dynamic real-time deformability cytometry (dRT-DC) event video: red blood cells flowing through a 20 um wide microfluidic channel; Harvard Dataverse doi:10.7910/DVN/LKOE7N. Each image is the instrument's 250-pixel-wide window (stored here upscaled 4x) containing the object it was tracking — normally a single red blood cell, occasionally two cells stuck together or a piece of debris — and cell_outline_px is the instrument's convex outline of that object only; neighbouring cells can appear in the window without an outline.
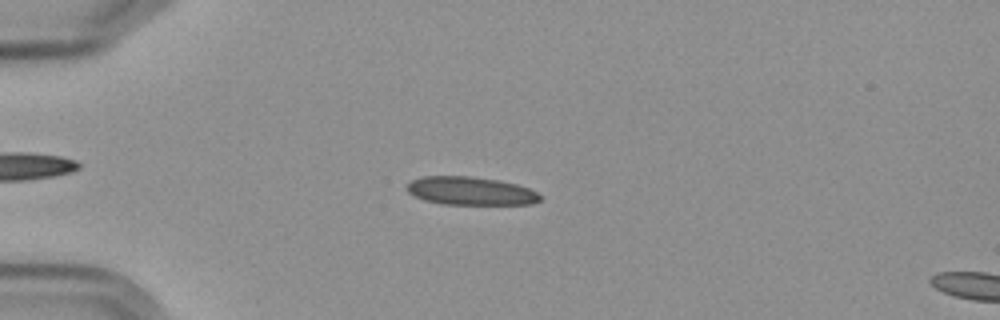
{"species": "Egyptian fruit bat (a non-hibernating species)", "species_latin": "Rousettus aegyptiacus", "temperature_condition": "cold", "stored_images_in_passage": 6, "camera_frame_rate_fps": 3000, "um_per_image_px": 0.085, "frame": {"image": 1, "passage_image": 4, "time_ms": 3.333, "image_size_px": [1000, 320], "cell_outline_px": [[540, 200], [532, 204], [440, 204], [424, 200], [408, 192], [408, 184], [412, 180], [420, 176], [468, 176], [500, 180], [516, 184], [528, 188], [536, 192], [540, 196]], "centroid_in_image_um": [39.99, 16.23], "position_along_channel_um": 45.0, "area_um2": 21.79}}
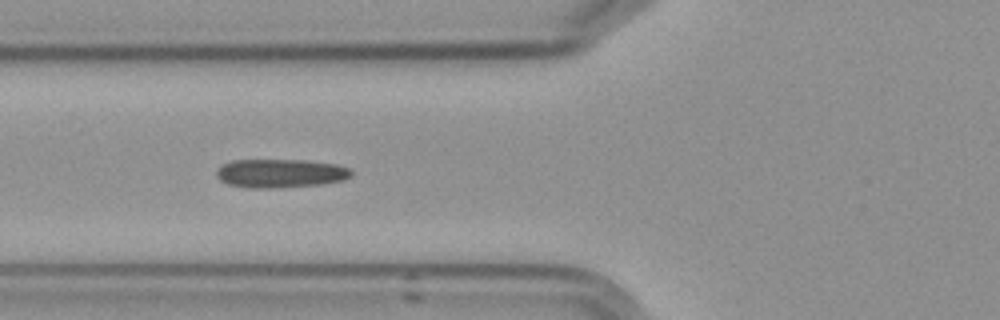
{"frame": {"image": 2, "passage_image": 6, "time_ms": 5.667, "image_size_px": [1000, 320], "cell_outline_px": [[352, 176], [340, 180], [320, 184], [272, 188], [248, 188], [228, 184], [220, 180], [216, 176], [216, 168], [232, 160], [308, 160], [336, 164], [348, 168], [352, 172]], "centroid_in_image_um": [23.79, 14.72], "position_along_channel_um": 102.0, "area_um2": 22.48}}